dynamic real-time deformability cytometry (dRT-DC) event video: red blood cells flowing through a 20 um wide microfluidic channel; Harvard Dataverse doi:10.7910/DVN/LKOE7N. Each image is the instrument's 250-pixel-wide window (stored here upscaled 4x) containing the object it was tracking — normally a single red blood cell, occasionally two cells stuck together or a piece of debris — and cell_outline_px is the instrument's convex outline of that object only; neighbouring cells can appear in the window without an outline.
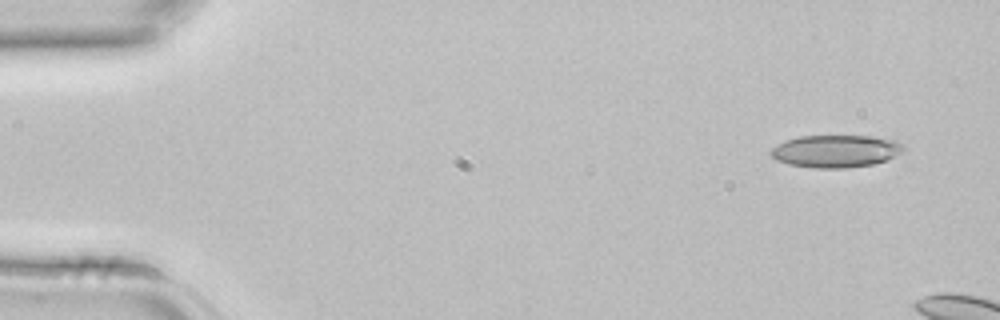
{"species": "common noctule bat (a hibernating species)", "species_latin": "Nyctalus noctula", "temperature_condition": "room temperature", "stored_images_in_passage": 3, "camera_frame_rate_fps": 3000, "um_per_image_px": 0.085, "animal": {"sex": "female", "body_mass_g": 22.7, "forearm_length_mm": 54.2}, "frame": {"image": 1, "passage_image": 1, "time_ms": 0.0, "image_size_px": [1000, 320], "cell_outline_px": [[904, 152], [896, 156], [872, 164], [844, 168], [812, 168], [788, 164], [776, 160], [768, 152], [772, 148], [784, 140], [800, 136], [872, 136], [896, 140], [904, 144]], "centroid_in_image_um": [71.04, 12.84], "position_along_channel_um": 14.0, "area_um2": 25.26}}